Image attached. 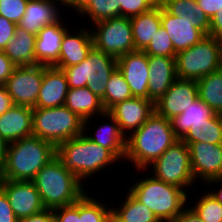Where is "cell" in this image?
Segmentation results:
<instances>
[{"label": "cell", "instance_id": "cell-27", "mask_svg": "<svg viewBox=\"0 0 222 222\" xmlns=\"http://www.w3.org/2000/svg\"><path fill=\"white\" fill-rule=\"evenodd\" d=\"M135 50L143 51L161 27V5L130 18Z\"/></svg>", "mask_w": 222, "mask_h": 222}, {"label": "cell", "instance_id": "cell-50", "mask_svg": "<svg viewBox=\"0 0 222 222\" xmlns=\"http://www.w3.org/2000/svg\"><path fill=\"white\" fill-rule=\"evenodd\" d=\"M220 182V186L222 185V177L220 178H214V179H211L210 181L206 182L204 185H206L208 187V185L210 186L209 183L212 184V186L216 185V186H219L217 183ZM214 190H210L209 193L211 194V196L213 198H215L221 205H222V186L220 189H216L215 187H213ZM216 189V190H215Z\"/></svg>", "mask_w": 222, "mask_h": 222}, {"label": "cell", "instance_id": "cell-11", "mask_svg": "<svg viewBox=\"0 0 222 222\" xmlns=\"http://www.w3.org/2000/svg\"><path fill=\"white\" fill-rule=\"evenodd\" d=\"M43 80V65L17 66L4 86L12 97L14 105L36 106Z\"/></svg>", "mask_w": 222, "mask_h": 222}, {"label": "cell", "instance_id": "cell-44", "mask_svg": "<svg viewBox=\"0 0 222 222\" xmlns=\"http://www.w3.org/2000/svg\"><path fill=\"white\" fill-rule=\"evenodd\" d=\"M196 2L209 19L222 10V0H196Z\"/></svg>", "mask_w": 222, "mask_h": 222}, {"label": "cell", "instance_id": "cell-26", "mask_svg": "<svg viewBox=\"0 0 222 222\" xmlns=\"http://www.w3.org/2000/svg\"><path fill=\"white\" fill-rule=\"evenodd\" d=\"M36 35L16 26L15 35L10 39L3 52L17 66L36 65L35 58Z\"/></svg>", "mask_w": 222, "mask_h": 222}, {"label": "cell", "instance_id": "cell-30", "mask_svg": "<svg viewBox=\"0 0 222 222\" xmlns=\"http://www.w3.org/2000/svg\"><path fill=\"white\" fill-rule=\"evenodd\" d=\"M126 191L122 204L112 207V216L118 222H161L153 211L139 202L128 189Z\"/></svg>", "mask_w": 222, "mask_h": 222}, {"label": "cell", "instance_id": "cell-6", "mask_svg": "<svg viewBox=\"0 0 222 222\" xmlns=\"http://www.w3.org/2000/svg\"><path fill=\"white\" fill-rule=\"evenodd\" d=\"M116 68V58L93 47L81 63L59 69L63 70L69 88L87 87L102 99L109 78Z\"/></svg>", "mask_w": 222, "mask_h": 222}, {"label": "cell", "instance_id": "cell-12", "mask_svg": "<svg viewBox=\"0 0 222 222\" xmlns=\"http://www.w3.org/2000/svg\"><path fill=\"white\" fill-rule=\"evenodd\" d=\"M0 189L7 196L18 219L38 214L46 209L32 181L0 179Z\"/></svg>", "mask_w": 222, "mask_h": 222}, {"label": "cell", "instance_id": "cell-39", "mask_svg": "<svg viewBox=\"0 0 222 222\" xmlns=\"http://www.w3.org/2000/svg\"><path fill=\"white\" fill-rule=\"evenodd\" d=\"M28 0H0V16L16 24L22 19Z\"/></svg>", "mask_w": 222, "mask_h": 222}, {"label": "cell", "instance_id": "cell-48", "mask_svg": "<svg viewBox=\"0 0 222 222\" xmlns=\"http://www.w3.org/2000/svg\"><path fill=\"white\" fill-rule=\"evenodd\" d=\"M172 222H204L198 215L187 206Z\"/></svg>", "mask_w": 222, "mask_h": 222}, {"label": "cell", "instance_id": "cell-38", "mask_svg": "<svg viewBox=\"0 0 222 222\" xmlns=\"http://www.w3.org/2000/svg\"><path fill=\"white\" fill-rule=\"evenodd\" d=\"M159 0H118L121 6V16L131 18L150 11Z\"/></svg>", "mask_w": 222, "mask_h": 222}, {"label": "cell", "instance_id": "cell-25", "mask_svg": "<svg viewBox=\"0 0 222 222\" xmlns=\"http://www.w3.org/2000/svg\"><path fill=\"white\" fill-rule=\"evenodd\" d=\"M101 117L108 120V123L101 122L102 125L98 127L95 125L96 131L92 130L94 134L91 132V135L87 127H83V133L88 139L109 149L121 161L126 153V136L121 132L117 121L107 111Z\"/></svg>", "mask_w": 222, "mask_h": 222}, {"label": "cell", "instance_id": "cell-14", "mask_svg": "<svg viewBox=\"0 0 222 222\" xmlns=\"http://www.w3.org/2000/svg\"><path fill=\"white\" fill-rule=\"evenodd\" d=\"M197 98V81L177 78L168 91L154 103L155 112L172 120L194 103Z\"/></svg>", "mask_w": 222, "mask_h": 222}, {"label": "cell", "instance_id": "cell-3", "mask_svg": "<svg viewBox=\"0 0 222 222\" xmlns=\"http://www.w3.org/2000/svg\"><path fill=\"white\" fill-rule=\"evenodd\" d=\"M56 157L63 168L83 184L86 178L102 173L110 164L121 162L109 149L88 139L84 133L56 146Z\"/></svg>", "mask_w": 222, "mask_h": 222}, {"label": "cell", "instance_id": "cell-16", "mask_svg": "<svg viewBox=\"0 0 222 222\" xmlns=\"http://www.w3.org/2000/svg\"><path fill=\"white\" fill-rule=\"evenodd\" d=\"M117 68L129 85L133 97L148 99V55L136 50L117 59Z\"/></svg>", "mask_w": 222, "mask_h": 222}, {"label": "cell", "instance_id": "cell-17", "mask_svg": "<svg viewBox=\"0 0 222 222\" xmlns=\"http://www.w3.org/2000/svg\"><path fill=\"white\" fill-rule=\"evenodd\" d=\"M75 32L72 28L67 30L62 39L58 62L54 65L56 68H65L77 65L86 59L93 46L91 29H86V25Z\"/></svg>", "mask_w": 222, "mask_h": 222}, {"label": "cell", "instance_id": "cell-28", "mask_svg": "<svg viewBox=\"0 0 222 222\" xmlns=\"http://www.w3.org/2000/svg\"><path fill=\"white\" fill-rule=\"evenodd\" d=\"M159 4L171 15L186 19L205 36L209 35L210 19L196 0H159Z\"/></svg>", "mask_w": 222, "mask_h": 222}, {"label": "cell", "instance_id": "cell-36", "mask_svg": "<svg viewBox=\"0 0 222 222\" xmlns=\"http://www.w3.org/2000/svg\"><path fill=\"white\" fill-rule=\"evenodd\" d=\"M204 193L199 196L201 198H197L198 201H192L193 206L189 203L188 206L204 222H222V205L208 191Z\"/></svg>", "mask_w": 222, "mask_h": 222}, {"label": "cell", "instance_id": "cell-1", "mask_svg": "<svg viewBox=\"0 0 222 222\" xmlns=\"http://www.w3.org/2000/svg\"><path fill=\"white\" fill-rule=\"evenodd\" d=\"M178 140L171 120L154 112L138 130L126 137L124 159L142 173Z\"/></svg>", "mask_w": 222, "mask_h": 222}, {"label": "cell", "instance_id": "cell-4", "mask_svg": "<svg viewBox=\"0 0 222 222\" xmlns=\"http://www.w3.org/2000/svg\"><path fill=\"white\" fill-rule=\"evenodd\" d=\"M46 209L73 205L85 192L84 184L55 157L32 180Z\"/></svg>", "mask_w": 222, "mask_h": 222}, {"label": "cell", "instance_id": "cell-52", "mask_svg": "<svg viewBox=\"0 0 222 222\" xmlns=\"http://www.w3.org/2000/svg\"><path fill=\"white\" fill-rule=\"evenodd\" d=\"M109 222H114V217L111 216L110 221Z\"/></svg>", "mask_w": 222, "mask_h": 222}, {"label": "cell", "instance_id": "cell-8", "mask_svg": "<svg viewBox=\"0 0 222 222\" xmlns=\"http://www.w3.org/2000/svg\"><path fill=\"white\" fill-rule=\"evenodd\" d=\"M176 76L179 79L198 80L222 68L221 42L205 36L189 49L176 53Z\"/></svg>", "mask_w": 222, "mask_h": 222}, {"label": "cell", "instance_id": "cell-45", "mask_svg": "<svg viewBox=\"0 0 222 222\" xmlns=\"http://www.w3.org/2000/svg\"><path fill=\"white\" fill-rule=\"evenodd\" d=\"M209 35L215 37L219 42L222 41V10L210 19Z\"/></svg>", "mask_w": 222, "mask_h": 222}, {"label": "cell", "instance_id": "cell-40", "mask_svg": "<svg viewBox=\"0 0 222 222\" xmlns=\"http://www.w3.org/2000/svg\"><path fill=\"white\" fill-rule=\"evenodd\" d=\"M55 222H81L79 218V199L69 206L52 209Z\"/></svg>", "mask_w": 222, "mask_h": 222}, {"label": "cell", "instance_id": "cell-19", "mask_svg": "<svg viewBox=\"0 0 222 222\" xmlns=\"http://www.w3.org/2000/svg\"><path fill=\"white\" fill-rule=\"evenodd\" d=\"M69 86L62 69L43 65V80L33 108H53L65 103Z\"/></svg>", "mask_w": 222, "mask_h": 222}, {"label": "cell", "instance_id": "cell-46", "mask_svg": "<svg viewBox=\"0 0 222 222\" xmlns=\"http://www.w3.org/2000/svg\"><path fill=\"white\" fill-rule=\"evenodd\" d=\"M17 222H55V217L52 209H45L38 214L20 218Z\"/></svg>", "mask_w": 222, "mask_h": 222}, {"label": "cell", "instance_id": "cell-51", "mask_svg": "<svg viewBox=\"0 0 222 222\" xmlns=\"http://www.w3.org/2000/svg\"><path fill=\"white\" fill-rule=\"evenodd\" d=\"M7 145L8 144L6 143V141L0 135V166L3 164V162L5 160Z\"/></svg>", "mask_w": 222, "mask_h": 222}, {"label": "cell", "instance_id": "cell-49", "mask_svg": "<svg viewBox=\"0 0 222 222\" xmlns=\"http://www.w3.org/2000/svg\"><path fill=\"white\" fill-rule=\"evenodd\" d=\"M62 6L72 8L79 15L93 0H61Z\"/></svg>", "mask_w": 222, "mask_h": 222}, {"label": "cell", "instance_id": "cell-5", "mask_svg": "<svg viewBox=\"0 0 222 222\" xmlns=\"http://www.w3.org/2000/svg\"><path fill=\"white\" fill-rule=\"evenodd\" d=\"M148 176L137 179L127 188L128 191L153 211L161 222H172L188 206L187 203L191 202L188 200L191 195L153 175Z\"/></svg>", "mask_w": 222, "mask_h": 222}, {"label": "cell", "instance_id": "cell-43", "mask_svg": "<svg viewBox=\"0 0 222 222\" xmlns=\"http://www.w3.org/2000/svg\"><path fill=\"white\" fill-rule=\"evenodd\" d=\"M15 67L8 56L0 50V86L5 84Z\"/></svg>", "mask_w": 222, "mask_h": 222}, {"label": "cell", "instance_id": "cell-10", "mask_svg": "<svg viewBox=\"0 0 222 222\" xmlns=\"http://www.w3.org/2000/svg\"><path fill=\"white\" fill-rule=\"evenodd\" d=\"M149 168L152 169L151 175L156 179L182 188L185 191L189 190L187 187L191 188L195 184L189 149L180 139L156 159Z\"/></svg>", "mask_w": 222, "mask_h": 222}, {"label": "cell", "instance_id": "cell-7", "mask_svg": "<svg viewBox=\"0 0 222 222\" xmlns=\"http://www.w3.org/2000/svg\"><path fill=\"white\" fill-rule=\"evenodd\" d=\"M32 135L55 146L80 136L84 121L65 105L53 108H32Z\"/></svg>", "mask_w": 222, "mask_h": 222}, {"label": "cell", "instance_id": "cell-37", "mask_svg": "<svg viewBox=\"0 0 222 222\" xmlns=\"http://www.w3.org/2000/svg\"><path fill=\"white\" fill-rule=\"evenodd\" d=\"M143 51L148 56H176L172 41L163 27L159 28V30L153 36L149 45Z\"/></svg>", "mask_w": 222, "mask_h": 222}, {"label": "cell", "instance_id": "cell-47", "mask_svg": "<svg viewBox=\"0 0 222 222\" xmlns=\"http://www.w3.org/2000/svg\"><path fill=\"white\" fill-rule=\"evenodd\" d=\"M14 106L12 97L8 94L4 85L0 86V116Z\"/></svg>", "mask_w": 222, "mask_h": 222}, {"label": "cell", "instance_id": "cell-22", "mask_svg": "<svg viewBox=\"0 0 222 222\" xmlns=\"http://www.w3.org/2000/svg\"><path fill=\"white\" fill-rule=\"evenodd\" d=\"M32 125V108L14 105L0 116V135L9 144L31 136Z\"/></svg>", "mask_w": 222, "mask_h": 222}, {"label": "cell", "instance_id": "cell-35", "mask_svg": "<svg viewBox=\"0 0 222 222\" xmlns=\"http://www.w3.org/2000/svg\"><path fill=\"white\" fill-rule=\"evenodd\" d=\"M79 16L89 17L88 21L94 24L104 19L121 16V6H118V0H93Z\"/></svg>", "mask_w": 222, "mask_h": 222}, {"label": "cell", "instance_id": "cell-20", "mask_svg": "<svg viewBox=\"0 0 222 222\" xmlns=\"http://www.w3.org/2000/svg\"><path fill=\"white\" fill-rule=\"evenodd\" d=\"M61 4V0H28L25 13L17 25L27 32L37 35L44 26L52 24L62 17L60 16L62 12L59 11Z\"/></svg>", "mask_w": 222, "mask_h": 222}, {"label": "cell", "instance_id": "cell-24", "mask_svg": "<svg viewBox=\"0 0 222 222\" xmlns=\"http://www.w3.org/2000/svg\"><path fill=\"white\" fill-rule=\"evenodd\" d=\"M64 105L70 111L76 113L84 121L83 127L88 129H93V117L106 112L102 100L87 87L69 88Z\"/></svg>", "mask_w": 222, "mask_h": 222}, {"label": "cell", "instance_id": "cell-34", "mask_svg": "<svg viewBox=\"0 0 222 222\" xmlns=\"http://www.w3.org/2000/svg\"><path fill=\"white\" fill-rule=\"evenodd\" d=\"M129 85L124 79L122 73L116 68L111 74L106 86L105 95L101 99L106 111L121 101L132 98Z\"/></svg>", "mask_w": 222, "mask_h": 222}, {"label": "cell", "instance_id": "cell-18", "mask_svg": "<svg viewBox=\"0 0 222 222\" xmlns=\"http://www.w3.org/2000/svg\"><path fill=\"white\" fill-rule=\"evenodd\" d=\"M148 100L157 102L177 79L175 57L148 56Z\"/></svg>", "mask_w": 222, "mask_h": 222}, {"label": "cell", "instance_id": "cell-2", "mask_svg": "<svg viewBox=\"0 0 222 222\" xmlns=\"http://www.w3.org/2000/svg\"><path fill=\"white\" fill-rule=\"evenodd\" d=\"M55 157L56 146L34 135L9 143L0 166V179L32 181Z\"/></svg>", "mask_w": 222, "mask_h": 222}, {"label": "cell", "instance_id": "cell-15", "mask_svg": "<svg viewBox=\"0 0 222 222\" xmlns=\"http://www.w3.org/2000/svg\"><path fill=\"white\" fill-rule=\"evenodd\" d=\"M107 112L117 121L121 132L127 137L149 119L155 112V107L148 99L132 97L116 103Z\"/></svg>", "mask_w": 222, "mask_h": 222}, {"label": "cell", "instance_id": "cell-21", "mask_svg": "<svg viewBox=\"0 0 222 222\" xmlns=\"http://www.w3.org/2000/svg\"><path fill=\"white\" fill-rule=\"evenodd\" d=\"M62 23L60 18L36 35L35 58L39 65L54 66L58 62L63 35L69 29Z\"/></svg>", "mask_w": 222, "mask_h": 222}, {"label": "cell", "instance_id": "cell-42", "mask_svg": "<svg viewBox=\"0 0 222 222\" xmlns=\"http://www.w3.org/2000/svg\"><path fill=\"white\" fill-rule=\"evenodd\" d=\"M9 200L5 193L0 189V222H17Z\"/></svg>", "mask_w": 222, "mask_h": 222}, {"label": "cell", "instance_id": "cell-32", "mask_svg": "<svg viewBox=\"0 0 222 222\" xmlns=\"http://www.w3.org/2000/svg\"><path fill=\"white\" fill-rule=\"evenodd\" d=\"M198 97L215 113L222 114V68L197 80Z\"/></svg>", "mask_w": 222, "mask_h": 222}, {"label": "cell", "instance_id": "cell-29", "mask_svg": "<svg viewBox=\"0 0 222 222\" xmlns=\"http://www.w3.org/2000/svg\"><path fill=\"white\" fill-rule=\"evenodd\" d=\"M214 113L215 112L198 97L187 109L171 120L175 136L181 140L192 126L206 122Z\"/></svg>", "mask_w": 222, "mask_h": 222}, {"label": "cell", "instance_id": "cell-23", "mask_svg": "<svg viewBox=\"0 0 222 222\" xmlns=\"http://www.w3.org/2000/svg\"><path fill=\"white\" fill-rule=\"evenodd\" d=\"M161 27L168 33L176 53L189 49L205 35L191 22L179 16L171 15L161 6Z\"/></svg>", "mask_w": 222, "mask_h": 222}, {"label": "cell", "instance_id": "cell-41", "mask_svg": "<svg viewBox=\"0 0 222 222\" xmlns=\"http://www.w3.org/2000/svg\"><path fill=\"white\" fill-rule=\"evenodd\" d=\"M17 24L0 16V50L3 51L8 42L15 35Z\"/></svg>", "mask_w": 222, "mask_h": 222}, {"label": "cell", "instance_id": "cell-9", "mask_svg": "<svg viewBox=\"0 0 222 222\" xmlns=\"http://www.w3.org/2000/svg\"><path fill=\"white\" fill-rule=\"evenodd\" d=\"M94 24L91 33L95 49L116 59L136 51L130 18L118 16Z\"/></svg>", "mask_w": 222, "mask_h": 222}, {"label": "cell", "instance_id": "cell-31", "mask_svg": "<svg viewBox=\"0 0 222 222\" xmlns=\"http://www.w3.org/2000/svg\"><path fill=\"white\" fill-rule=\"evenodd\" d=\"M181 140L186 145L192 142L222 144V114L214 113L206 122L192 126Z\"/></svg>", "mask_w": 222, "mask_h": 222}, {"label": "cell", "instance_id": "cell-33", "mask_svg": "<svg viewBox=\"0 0 222 222\" xmlns=\"http://www.w3.org/2000/svg\"><path fill=\"white\" fill-rule=\"evenodd\" d=\"M87 191L79 198V218L81 222H109L112 216V206L103 200H97L94 195H89ZM92 196V197H91Z\"/></svg>", "mask_w": 222, "mask_h": 222}, {"label": "cell", "instance_id": "cell-13", "mask_svg": "<svg viewBox=\"0 0 222 222\" xmlns=\"http://www.w3.org/2000/svg\"><path fill=\"white\" fill-rule=\"evenodd\" d=\"M193 178L206 183L222 177V144L192 142L188 145ZM197 179V180H196Z\"/></svg>", "mask_w": 222, "mask_h": 222}]
</instances>
